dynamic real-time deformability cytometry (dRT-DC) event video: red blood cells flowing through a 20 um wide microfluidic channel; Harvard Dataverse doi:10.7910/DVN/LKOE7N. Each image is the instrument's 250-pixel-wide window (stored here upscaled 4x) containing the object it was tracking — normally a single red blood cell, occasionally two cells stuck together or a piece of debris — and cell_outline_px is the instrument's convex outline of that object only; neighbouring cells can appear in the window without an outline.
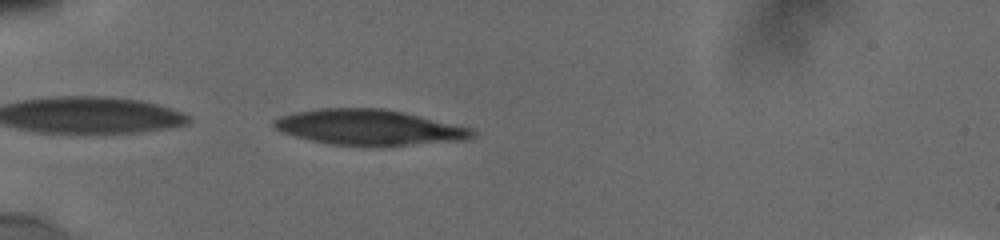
{"species": "human", "species_latin": "Homo sapiens", "temperature_condition": "cold", "stored_images_in_passage": 36, "camera_frame_rate_fps": 3000, "um_per_image_px": 0.085, "donor": {"sex": "male"}, "frame": {"image": 1, "passage_image": 2, "time_ms": 0.333, "image_size_px": [1000, 240], "cell_outline_px": [[476, 136], [472, 140], [412, 144], [332, 144], [312, 140], [296, 136], [284, 132], [276, 128], [272, 124], [272, 120], [280, 116], [296, 112], [316, 108], [384, 108], [476, 128]], "centroid_in_image_um": [31.47, 10.8], "position_along_channel_um": 53.5, "area_um2": 40.63}}
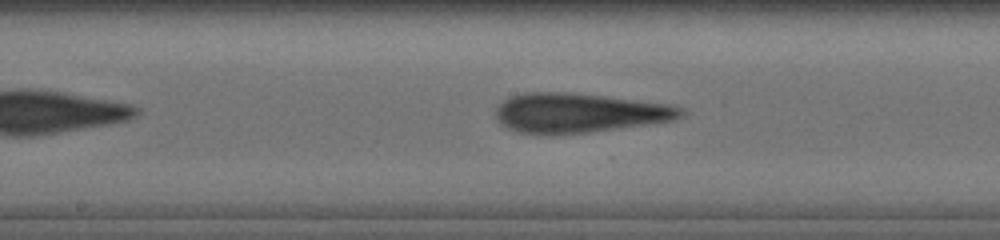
{"frame": {"image": 2, "passage_image": 15, "time_ms": 4.667, "image_size_px": [1000, 240], "cell_outline_px": [[684, 116], [676, 120], [648, 124], [588, 132], [552, 136], [548, 136], [520, 132], [508, 128], [500, 124], [496, 116], [496, 108], [508, 96], [524, 92], [568, 92], [604, 96], [672, 104], [684, 108]], "centroid_in_image_um": [49.22, 9.6], "position_along_channel_um": 199.0, "area_um2": 43.18}}
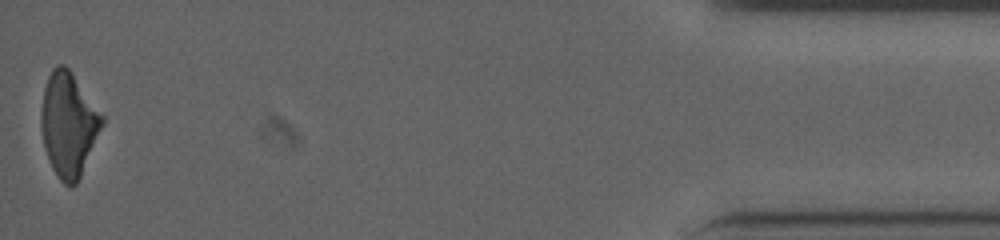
{"frame": {"image": 3, "passage_image": 36, "time_ms": 12.667, "image_size_px": [1000, 240], "cell_outline_px": [[104, 124], [80, 176], [76, 184], [72, 188], [68, 188], [56, 176], [48, 160], [44, 148], [40, 128], [40, 112], [44, 88], [48, 76], [52, 68], [56, 64], [64, 64], [72, 72], [104, 116]], "centroid_in_image_um": [5.8, 10.58], "position_along_channel_um": 429.4, "area_um2": 37.34}, "authors_computed_cell_mechanics": {"area_um2": 41.4426, "velocity_mm_per_s": 3.8554, "shape_relaxation_time_tau1_ms": 6.6126, "shape_relaxation_time_tau2_ms": 3.0784, "deformation_change_tau1": 0.1884, "deformation_change_tau2": 0.1259}}